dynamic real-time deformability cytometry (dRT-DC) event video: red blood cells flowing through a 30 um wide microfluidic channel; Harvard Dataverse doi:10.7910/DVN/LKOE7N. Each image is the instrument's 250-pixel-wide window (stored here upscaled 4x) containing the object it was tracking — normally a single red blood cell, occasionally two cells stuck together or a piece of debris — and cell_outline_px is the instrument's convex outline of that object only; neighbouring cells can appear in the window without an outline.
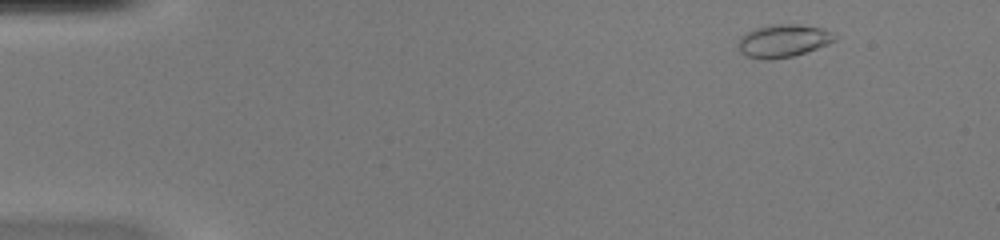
{"species": "common noctule bat (a hibernating species)", "species_latin": "Nyctalus noctula", "temperature_condition": "warm", "stored_images_in_passage": 47, "camera_frame_rate_fps": 3000, "um_per_image_px": 0.085, "animal": {"sex": "female", "body_mass_g": 20.0, "forearm_length_mm": 54.0}, "frame": {"image": 1, "passage_image": 2, "time_ms": 0.333, "image_size_px": [1000, 240], "cell_outline_px": [[836, 40], [828, 44], [792, 56], [772, 60], [764, 60], [748, 56], [740, 52], [740, 36], [756, 28], [772, 24], [796, 24], [824, 28], [832, 32], [836, 36]], "centroid_in_image_um": [66.6, 3.46], "position_along_channel_um": 18.4, "area_um2": 18.26}}
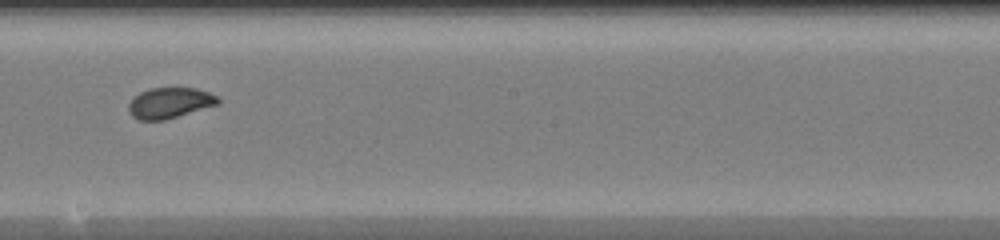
{"frame": {"image": 2, "passage_image": 26, "time_ms": 8.333, "image_size_px": [1000, 240], "cell_outline_px": [[220, 104], [164, 120], [140, 120], [132, 116], [128, 112], [128, 104], [140, 92], [148, 88], [196, 88], [208, 92], [216, 96], [220, 100]], "centroid_in_image_um": [14.43, 8.75], "position_along_channel_um": 233.8, "area_um2": 15.95}}
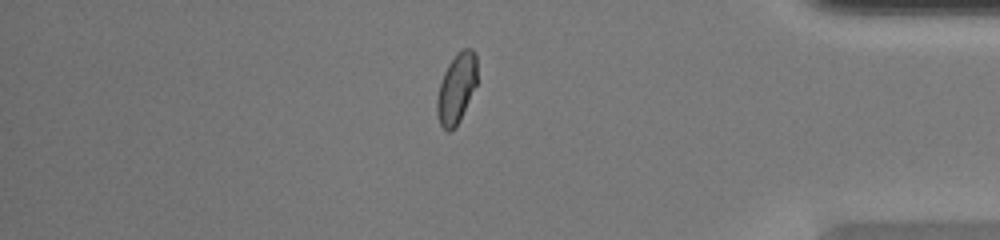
{"frame": {"image": 3, "passage_image": 40, "time_ms": 13.0, "image_size_px": [1000, 240], "cell_outline_px": [[476, 84], [460, 120], [456, 128], [448, 132], [440, 124], [436, 112], [436, 100], [440, 84], [444, 72], [448, 64], [456, 52], [464, 48], [472, 48], [476, 56]], "centroid_in_image_um": [38.78, 7.51], "position_along_channel_um": 396.4, "area_um2": 16.3}, "authors_computed_cell_mechanics": {"area_um2": 16.6464, "velocity_mm_per_s": 4.0862, "shape_relaxation_time_tau1_ms": 10.494, "shape_relaxation_time_tau2_ms": null, "deformation_change_tau1": 0.2209, "deformation_change_tau2": null}}